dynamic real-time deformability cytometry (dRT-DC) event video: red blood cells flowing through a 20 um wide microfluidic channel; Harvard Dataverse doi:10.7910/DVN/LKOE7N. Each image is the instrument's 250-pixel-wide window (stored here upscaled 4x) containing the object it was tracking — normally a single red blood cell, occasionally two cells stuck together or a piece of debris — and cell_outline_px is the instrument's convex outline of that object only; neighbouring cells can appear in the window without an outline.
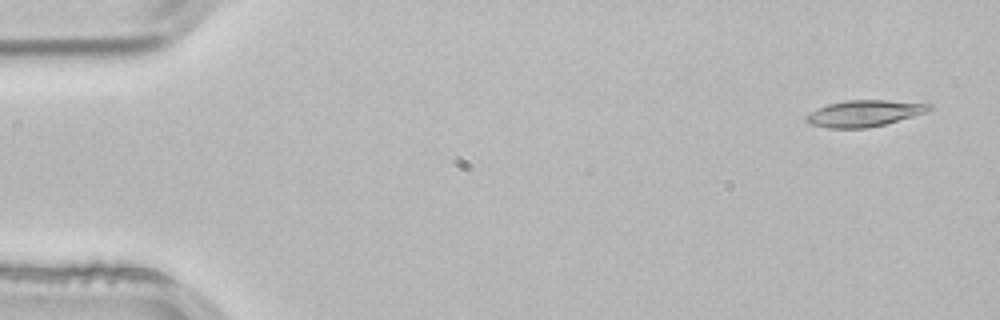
{"species": "common noctule bat (a hibernating species)", "species_latin": "Nyctalus noctula", "temperature_condition": "room temperature", "stored_images_in_passage": 3, "camera_frame_rate_fps": 3000, "um_per_image_px": 0.085, "animal": {"sex": "male", "body_mass_g": 21.5, "forearm_length_mm": 52.0}, "frame": {"image": 1, "passage_image": 1, "time_ms": 0.0, "image_size_px": [1000, 320], "cell_outline_px": [[932, 108], [928, 112], [884, 124], [868, 128], [828, 128], [812, 124], [804, 120], [804, 116], [808, 112], [816, 108], [828, 104], [848, 100], [884, 100], [932, 104]], "centroid_in_image_um": [73.43, 9.63], "position_along_channel_um": 11.6, "area_um2": 18.9}}